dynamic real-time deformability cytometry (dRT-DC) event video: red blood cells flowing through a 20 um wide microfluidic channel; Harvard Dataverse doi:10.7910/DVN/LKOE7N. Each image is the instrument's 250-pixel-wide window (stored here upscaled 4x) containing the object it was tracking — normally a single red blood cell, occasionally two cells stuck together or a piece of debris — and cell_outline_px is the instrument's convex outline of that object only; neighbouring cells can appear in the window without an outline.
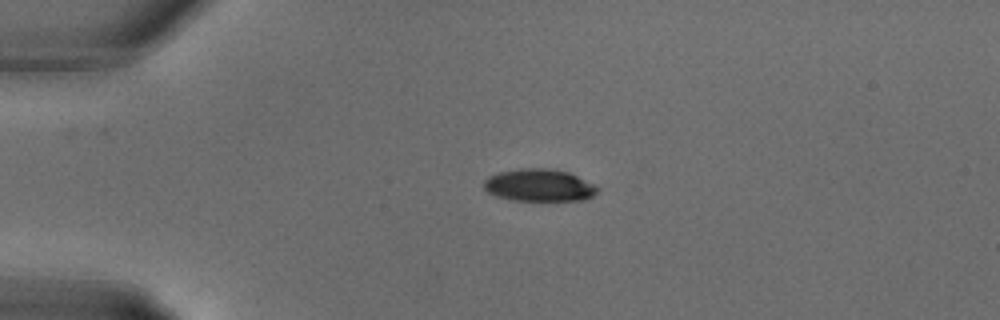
{"species": "common noctule bat (a hibernating species)", "species_latin": "Nyctalus noctula", "temperature_condition": "warm", "stored_images_in_passage": 8, "camera_frame_rate_fps": 3000, "um_per_image_px": 0.085, "animal": {"sex": "male", "body_mass_g": 18.8}, "frame": {"image": 1, "passage_image": 1, "time_ms": 0.0, "image_size_px": [1000, 320], "cell_outline_px": [[600, 188], [592, 196], [584, 200], [512, 200], [496, 196], [488, 192], [484, 188], [484, 180], [488, 176], [500, 172], [520, 168], [548, 168], [568, 172]], "centroid_in_image_um": [45.8, 15.74], "position_along_channel_um": 39.2, "area_um2": 21.21}}
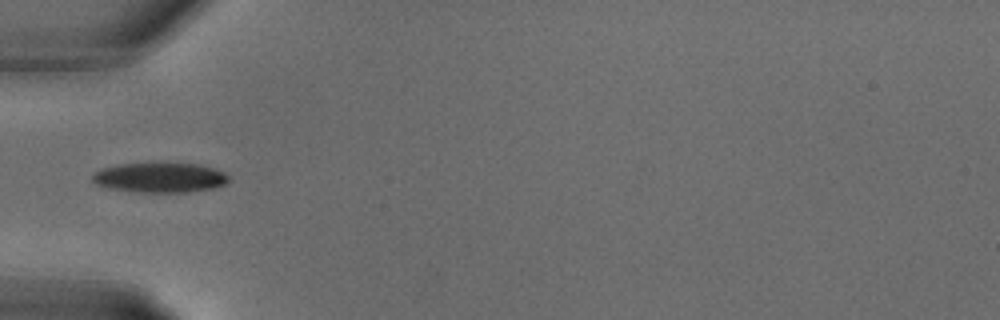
{"frame": {"image": 2, "passage_image": 4, "time_ms": 1.0, "image_size_px": [1000, 320], "cell_outline_px": [[228, 184], [216, 188], [188, 192], [136, 192], [112, 188], [96, 184], [92, 180], [92, 172], [100, 168], [120, 164], [168, 160], [200, 164], [216, 168], [224, 172], [228, 176]], "centroid_in_image_um": [13.63, 15.04], "position_along_channel_um": 71.4, "area_um2": 24.91}}
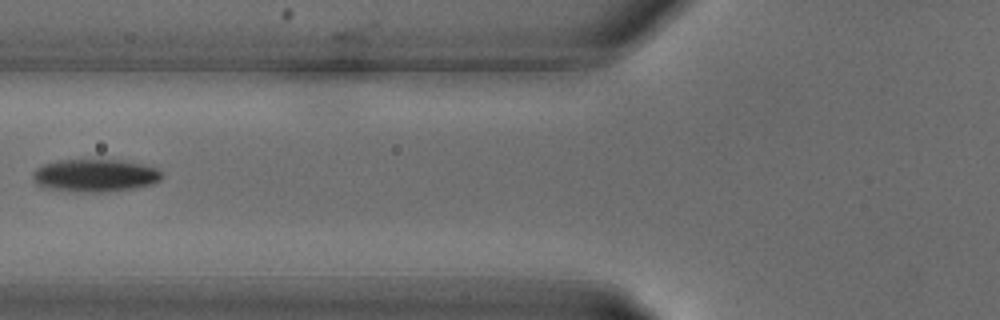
{"frame": {"image": 3, "passage_image": 6, "time_ms": 1.667, "image_size_px": [1000, 320], "cell_outline_px": [[164, 176], [160, 180], [152, 184], [136, 188], [104, 192], [72, 192], [44, 188], [36, 184], [32, 180], [32, 172], [36, 168], [44, 164], [56, 160], [100, 156], [140, 164], [156, 168]], "centroid_in_image_um": [8.02, 14.88], "position_along_channel_um": 117.8, "area_um2": 25.78}}